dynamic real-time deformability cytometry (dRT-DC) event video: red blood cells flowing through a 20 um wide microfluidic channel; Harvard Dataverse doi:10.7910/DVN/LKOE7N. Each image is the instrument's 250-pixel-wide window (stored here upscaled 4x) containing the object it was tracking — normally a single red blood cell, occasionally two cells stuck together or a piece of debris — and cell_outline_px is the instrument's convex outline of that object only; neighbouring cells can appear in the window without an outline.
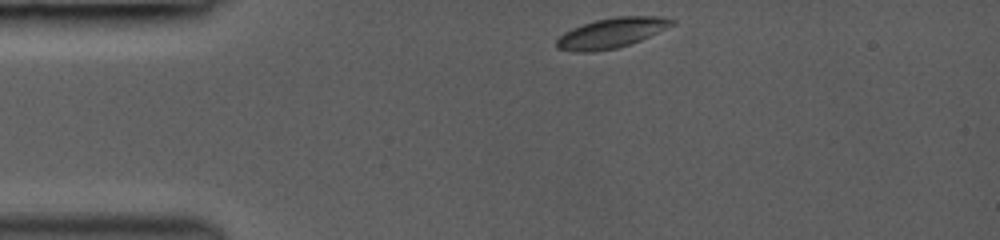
{"species": "common noctule bat (a hibernating species)", "species_latin": "Nyctalus noctula", "temperature_condition": "room temperature", "stored_images_in_passage": 42, "camera_frame_rate_fps": 3000, "um_per_image_px": 0.085, "animal": {"sex": "female", "body_mass_g": 19.0, "forearm_length_mm": 53.3}, "frame": {"image": 1, "passage_image": 1, "time_ms": 0.0, "image_size_px": [1000, 240], "cell_outline_px": [[676, 24], [640, 40], [616, 48], [592, 52], [572, 52], [556, 48], [556, 40], [564, 32], [572, 28], [596, 20], [616, 16], [660, 16], [676, 20]], "centroid_in_image_um": [51.97, 2.8], "position_along_channel_um": 33.0, "area_um2": 20.17}}
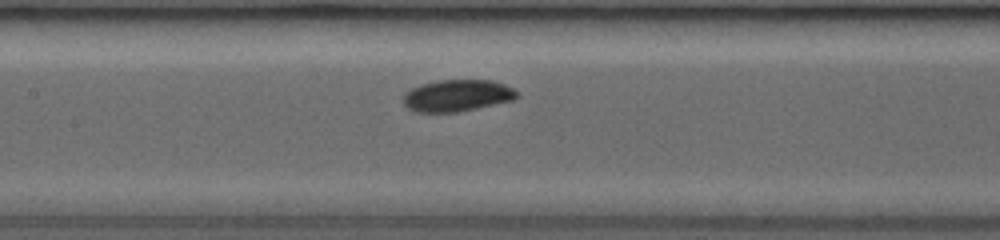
{"frame": {"image": 2, "passage_image": 20, "time_ms": 4.333, "image_size_px": [1000, 240], "cell_outline_px": [[520, 96], [516, 100], [456, 112], [416, 112], [408, 108], [404, 104], [404, 92], [420, 84], [436, 80], [492, 80], [504, 84], [520, 92]], "centroid_in_image_um": [38.9, 8.12], "position_along_channel_um": 168.5, "area_um2": 21.27}}
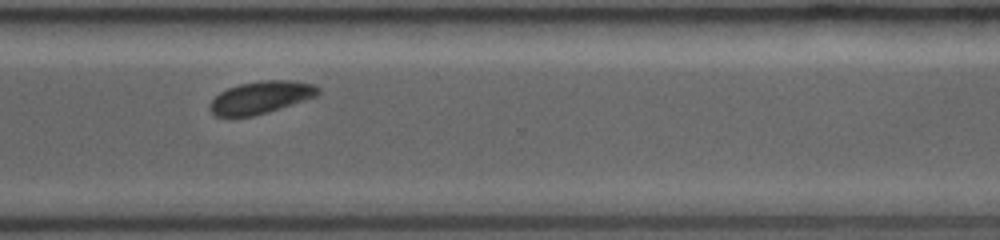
{"frame": {"image": 3, "passage_image": 41, "time_ms": 8.667, "image_size_px": [1000, 240], "cell_outline_px": [[320, 92], [316, 96], [268, 112], [252, 116], [216, 116], [208, 108], [208, 104], [220, 92], [228, 88], [240, 84], [264, 80], [288, 80], [316, 84], [320, 88]], "centroid_in_image_um": [22.17, 8.27], "position_along_channel_um": 348.4, "area_um2": 20.29}}